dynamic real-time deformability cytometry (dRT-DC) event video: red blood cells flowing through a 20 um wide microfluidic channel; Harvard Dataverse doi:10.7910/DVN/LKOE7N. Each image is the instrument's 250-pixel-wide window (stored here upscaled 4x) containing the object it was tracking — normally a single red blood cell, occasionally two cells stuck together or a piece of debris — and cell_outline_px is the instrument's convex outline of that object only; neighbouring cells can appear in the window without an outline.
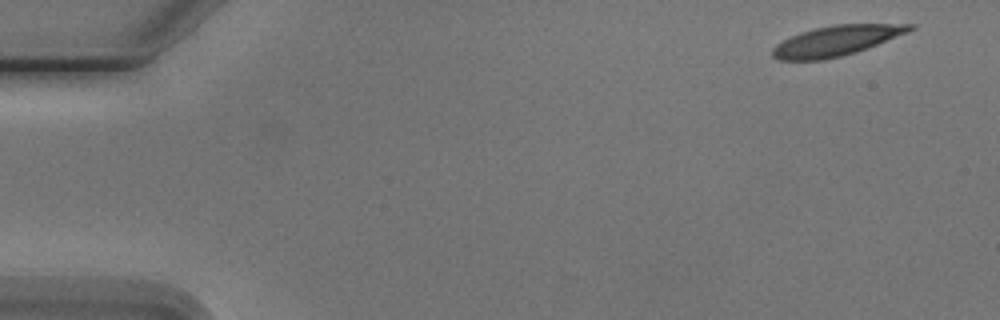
{"species": "Egyptian fruit bat (a non-hibernating species)", "species_latin": "Rousettus aegyptiacus", "temperature_condition": "cold", "stored_images_in_passage": 6, "camera_frame_rate_fps": 3000, "um_per_image_px": 0.085, "animal": {"sex": "male"}, "frame": {"image": 1, "passage_image": 1, "time_ms": 0.0, "image_size_px": [1000, 320], "cell_outline_px": [[916, 28], [908, 32], [856, 52], [840, 56], [820, 60], [780, 60], [772, 56], [772, 48], [776, 44], [800, 32], [832, 24], [916, 24]], "centroid_in_image_um": [71.08, 3.45], "position_along_channel_um": 13.9, "area_um2": 23.87}}
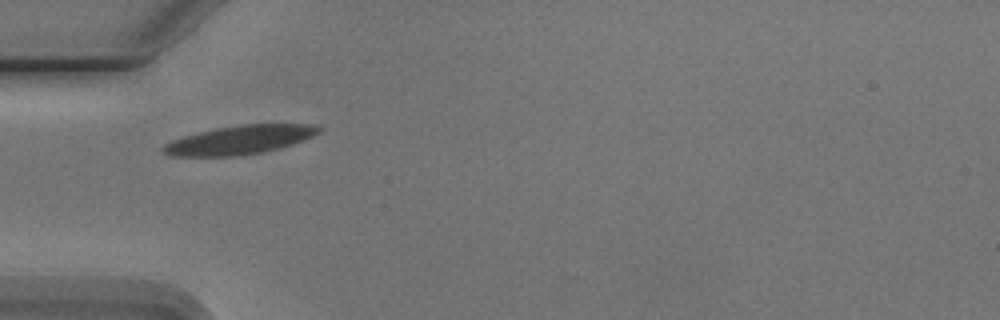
{"frame": {"image": 2, "passage_image": 5, "time_ms": 4.667, "image_size_px": [1000, 320], "cell_outline_px": [[320, 132], [304, 140], [292, 144], [260, 152], [240, 156], [164, 156], [160, 152], [160, 148], [164, 144], [172, 140], [184, 136], [216, 128], [240, 124], [312, 124], [320, 128]], "centroid_in_image_um": [20.29, 11.9], "position_along_channel_um": 64.7, "area_um2": 26.07}}
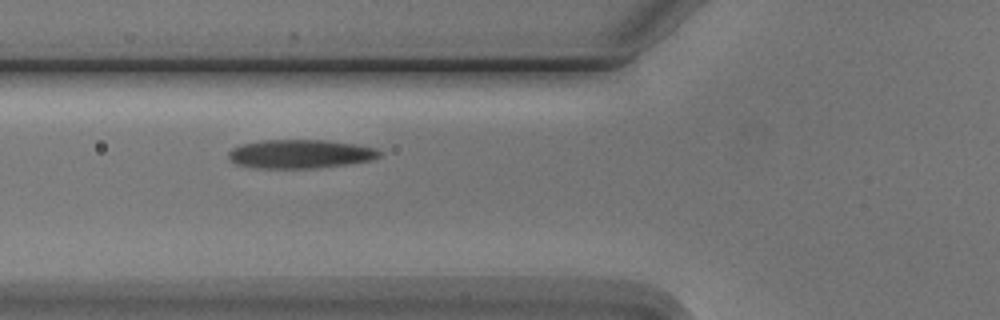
{"frame": {"image": 3, "passage_image": 6, "time_ms": 5.667, "image_size_px": [1000, 320], "cell_outline_px": [[384, 152], [380, 156], [372, 160], [348, 164], [312, 168], [256, 168], [236, 164], [228, 156], [228, 152], [232, 148], [244, 144], [260, 140], [328, 140], [356, 144], [376, 148]], "centroid_in_image_um": [25.56, 13.08], "position_along_channel_um": 100.2, "area_um2": 25.37}}